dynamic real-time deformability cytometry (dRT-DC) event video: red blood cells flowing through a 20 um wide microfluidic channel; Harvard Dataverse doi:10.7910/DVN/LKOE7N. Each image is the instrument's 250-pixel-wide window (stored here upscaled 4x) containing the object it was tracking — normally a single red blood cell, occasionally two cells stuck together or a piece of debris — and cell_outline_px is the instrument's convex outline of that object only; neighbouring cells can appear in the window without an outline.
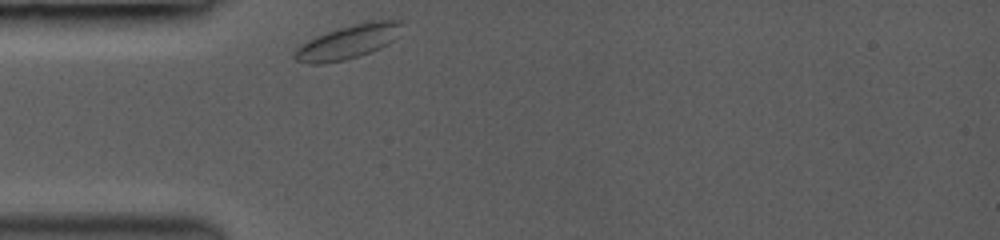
{"species": "common noctule bat (a hibernating species)", "species_latin": "Nyctalus noctula", "temperature_condition": "room temperature", "stored_images_in_passage": 1, "camera_frame_rate_fps": 3000, "um_per_image_px": 0.085, "animal": {"sex": "female", "body_mass_g": 19.0, "forearm_length_mm": 53.3}, "frame": {"image": 1, "passage_image": 1, "time_ms": 0.0, "image_size_px": [1000, 240], "cell_outline_px": [[400, 24], [392, 40], [388, 44], [380, 48], [360, 56], [344, 60], [320, 64], [308, 64], [296, 60], [292, 56], [296, 48], [308, 40], [316, 36], [340, 28], [372, 20], [400, 20]], "centroid_in_image_um": [29.51, 3.59], "position_along_channel_um": 55.5, "area_um2": 20.63}}